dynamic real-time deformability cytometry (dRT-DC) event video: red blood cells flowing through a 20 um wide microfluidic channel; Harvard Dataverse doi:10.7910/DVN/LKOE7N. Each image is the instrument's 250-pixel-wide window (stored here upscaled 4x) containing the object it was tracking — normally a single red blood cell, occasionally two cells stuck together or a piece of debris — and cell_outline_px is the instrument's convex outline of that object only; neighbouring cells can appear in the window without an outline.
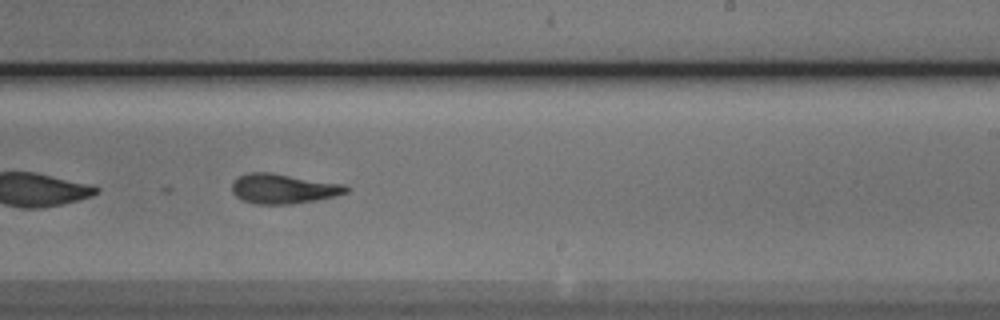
{"species": "Egyptian fruit bat (a non-hibernating species)", "species_latin": "Rousettus aegyptiacus", "temperature_condition": "cold", "stored_images_in_passage": 49, "camera_frame_rate_fps": 3000, "um_per_image_px": 0.085, "animal": {"sex": "male"}, "frame": {"image": 1, "passage_image": 33, "time_ms": 10.667, "image_size_px": [1000, 320], "cell_outline_px": [[348, 192], [336, 196], [316, 200], [292, 204], [256, 204], [240, 200], [232, 192], [232, 180], [236, 176], [248, 172], [272, 172], [344, 184], [348, 188]], "centroid_in_image_um": [24.03, 16.03], "position_along_channel_um": 265.0, "area_um2": 20.17}}
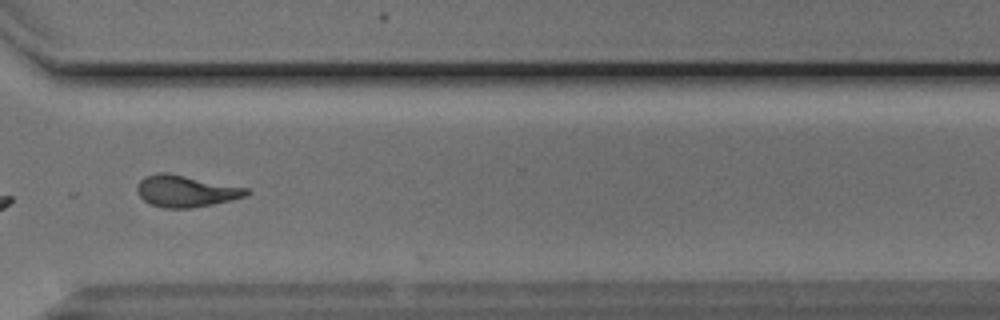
{"frame": {"image": 2, "passage_image": 40, "time_ms": 13.0, "image_size_px": [1000, 320], "cell_outline_px": [[252, 192], [248, 196], [232, 200], [192, 208], [164, 208], [152, 204], [144, 200], [140, 196], [136, 188], [140, 180], [144, 176], [160, 172], [168, 172], [248, 188]], "centroid_in_image_um": [15.83, 16.24], "position_along_channel_um": 354.8, "area_um2": 20.29}, "authors_computed_cell_mechanics": {"area_um2": 20.1722, "velocity_mm_per_s": 3.8422, "shape_relaxation_time_tau1_ms": null, "shape_relaxation_time_tau2_ms": 9.5868, "deformation_change_tau1": null, "deformation_change_tau2": 0.2195}}